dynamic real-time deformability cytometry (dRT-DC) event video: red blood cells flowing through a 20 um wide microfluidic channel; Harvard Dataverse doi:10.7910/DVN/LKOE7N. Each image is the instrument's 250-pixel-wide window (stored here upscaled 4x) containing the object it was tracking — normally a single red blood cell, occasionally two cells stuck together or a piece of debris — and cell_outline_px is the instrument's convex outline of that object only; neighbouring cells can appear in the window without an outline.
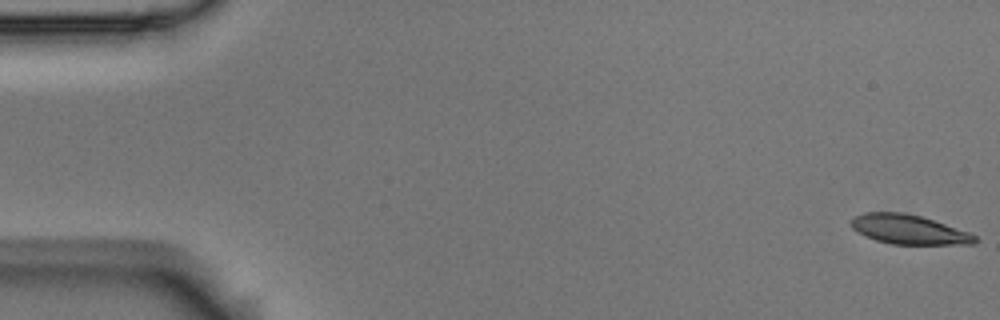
{"species": "Egyptian fruit bat (a non-hibernating species)", "species_latin": "Rousettus aegyptiacus", "temperature_condition": "room temperature", "stored_images_in_passage": 56, "camera_frame_rate_fps": 3000, "um_per_image_px": 0.085, "animal": {"sex": "male"}, "frame": {"image": 1, "passage_image": 1, "time_ms": 0.0, "image_size_px": [1000, 320], "cell_outline_px": [[976, 244], [892, 244], [876, 240], [864, 236], [856, 232], [852, 228], [852, 216], [864, 212], [904, 212], [920, 216], [968, 232], [976, 236]], "centroid_in_image_um": [77.19, 19.5], "position_along_channel_um": 7.8, "area_um2": 21.1}}
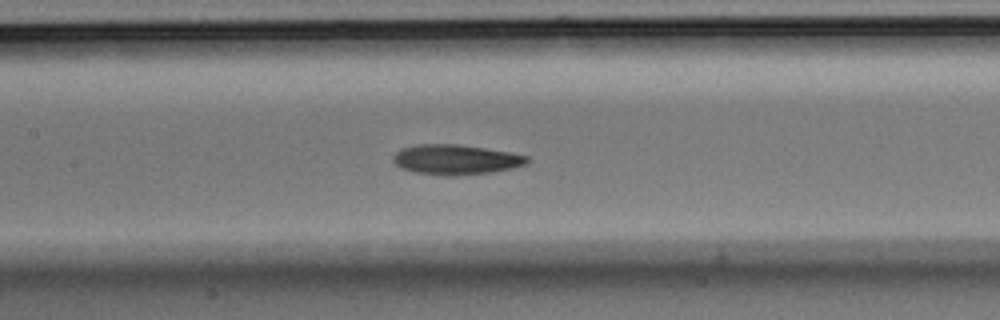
{"frame": {"image": 2, "passage_image": 26, "time_ms": 8.333, "image_size_px": [1000, 320], "cell_outline_px": [[528, 160], [524, 164], [512, 168], [492, 172], [452, 176], [444, 176], [416, 172], [400, 168], [392, 160], [392, 156], [400, 148], [416, 144], [456, 144], [512, 152], [528, 156]], "centroid_in_image_um": [38.7, 13.56], "position_along_channel_um": 168.7, "area_um2": 23.47}}
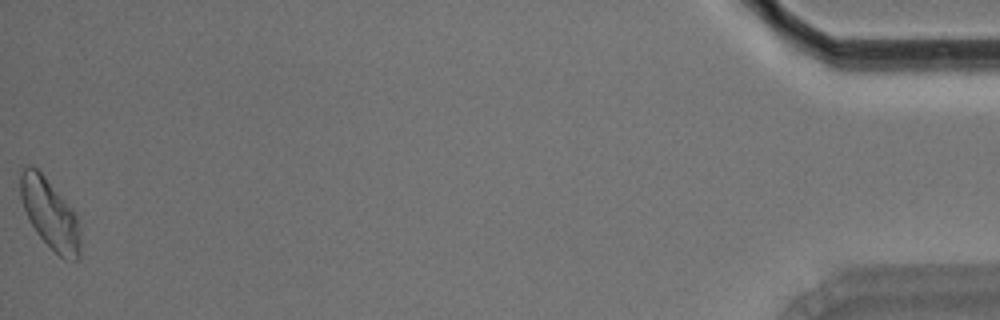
{"frame": {"image": 3, "passage_image": 56, "time_ms": 18.333, "image_size_px": [1000, 320], "cell_outline_px": [[80, 256], [76, 260], [64, 260], [36, 232], [24, 208], [20, 196], [20, 172], [28, 164], [32, 164], [44, 176], [72, 208], [76, 216], [80, 232]], "centroid_in_image_um": [4.25, 18.17], "position_along_channel_um": 431.0, "area_um2": 24.04}, "authors_computed_cell_mechanics": {"area_um2": 22.4842, "velocity_mm_per_s": 3.6048, "shape_relaxation_time_tau1_ms": 9.1331, "shape_relaxation_time_tau2_ms": null, "deformation_change_tau1": 0.1705, "deformation_change_tau2": null}}